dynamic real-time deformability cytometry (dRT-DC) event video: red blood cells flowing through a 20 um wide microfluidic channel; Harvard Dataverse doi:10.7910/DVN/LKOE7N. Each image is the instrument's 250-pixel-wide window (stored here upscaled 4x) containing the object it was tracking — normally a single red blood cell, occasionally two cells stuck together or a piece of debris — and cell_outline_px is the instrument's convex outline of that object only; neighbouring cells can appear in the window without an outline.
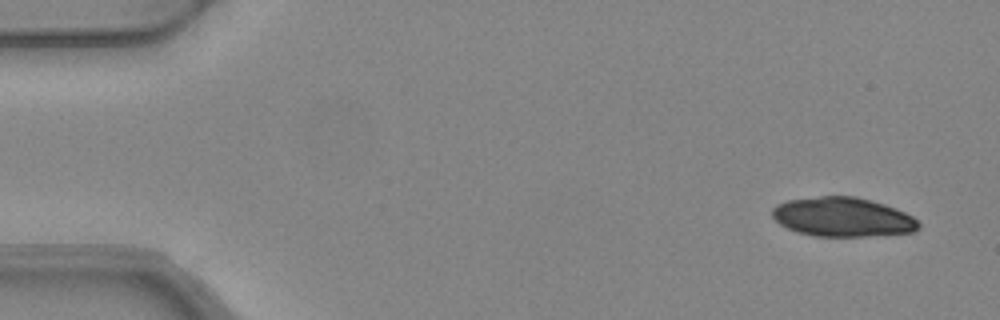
{"species": "common noctule bat (a hibernating species)", "species_latin": "Nyctalus noctula", "temperature_condition": "warm", "stored_images_in_passage": 4, "camera_frame_rate_fps": 3000, "um_per_image_px": 0.085, "animal": {"sex": "female", "body_mass_g": 24.6, "forearm_length_mm": 56.2}, "frame": {"image": 1, "passage_image": 1, "time_ms": 0.0, "image_size_px": [1000, 320], "cell_outline_px": [[920, 228], [912, 232], [864, 236], [816, 236], [796, 232], [780, 224], [772, 216], [772, 208], [776, 204], [788, 200], [820, 196], [856, 196], [872, 200], [896, 208], [912, 216], [920, 224]], "centroid_in_image_um": [71.61, 18.44], "position_along_channel_um": 13.4, "area_um2": 33.47}}